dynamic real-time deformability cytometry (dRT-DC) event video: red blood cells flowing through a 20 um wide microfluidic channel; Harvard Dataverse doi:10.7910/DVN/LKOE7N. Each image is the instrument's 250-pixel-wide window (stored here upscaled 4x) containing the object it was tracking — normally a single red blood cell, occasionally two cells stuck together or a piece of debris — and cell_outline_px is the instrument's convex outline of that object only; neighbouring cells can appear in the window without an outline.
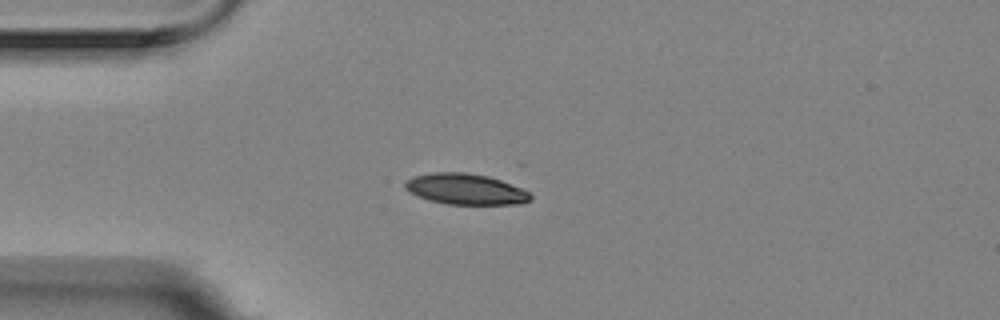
{"species": "Egyptian fruit bat (a non-hibernating species)", "species_latin": "Rousettus aegyptiacus", "temperature_condition": "room temperature", "stored_images_in_passage": 3, "camera_frame_rate_fps": 3000, "um_per_image_px": 0.085, "animal": {"sex": "female"}, "frame": {"image": 1, "passage_image": 3, "time_ms": 0.667, "image_size_px": [1000, 320], "cell_outline_px": [[532, 200], [520, 204], [448, 204], [428, 200], [404, 188], [404, 180], [412, 176], [432, 172], [464, 172], [488, 176], [500, 180], [520, 188], [528, 192], [532, 196]], "centroid_in_image_um": [39.55, 16.07], "position_along_channel_um": 45.5, "area_um2": 22.48}}